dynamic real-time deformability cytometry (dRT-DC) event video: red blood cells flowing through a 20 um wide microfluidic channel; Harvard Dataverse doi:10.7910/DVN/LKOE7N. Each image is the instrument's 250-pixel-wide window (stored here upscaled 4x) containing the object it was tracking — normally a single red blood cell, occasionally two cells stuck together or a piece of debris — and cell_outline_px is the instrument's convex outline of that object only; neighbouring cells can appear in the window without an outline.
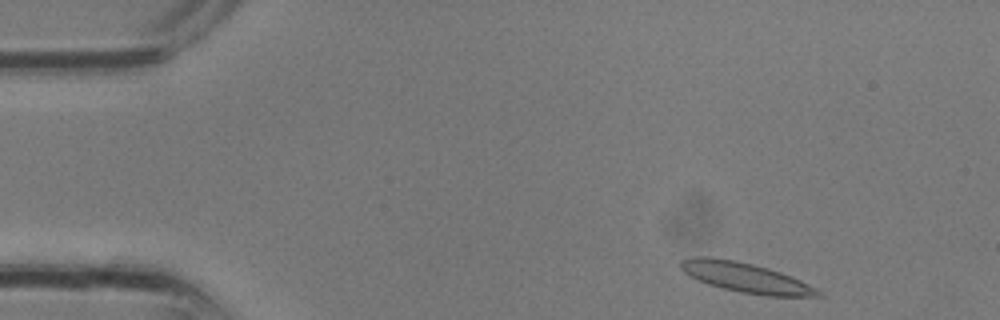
{"species": "common noctule bat (a hibernating species)", "species_latin": "Nyctalus noctula", "temperature_condition": "room temperature", "stored_images_in_passage": 16, "camera_frame_rate_fps": 3000, "um_per_image_px": 0.085, "animal": {"sex": "male", "body_mass_g": 13.3}, "frame": {"image": 1, "passage_image": 1, "time_ms": 0.0, "image_size_px": [1000, 320], "cell_outline_px": [[824, 296], [764, 296], [740, 292], [708, 284], [684, 272], [680, 268], [680, 260], [692, 256], [712, 256], [752, 264], [768, 268], [780, 272], [800, 280], [816, 288]], "centroid_in_image_um": [63.36, 23.58], "position_along_channel_um": 21.6, "area_um2": 23.64}}
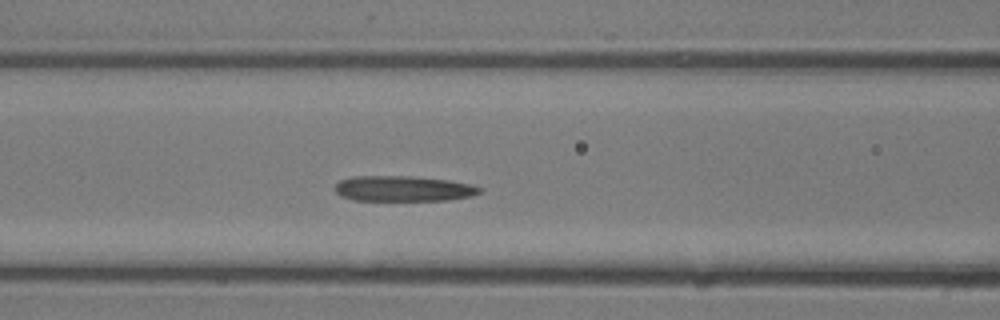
{"frame": {"image": 2, "passage_image": 10, "time_ms": 3.0, "image_size_px": [1000, 320], "cell_outline_px": [[484, 188], [480, 192], [472, 196], [448, 200], [356, 200], [344, 196], [336, 192], [336, 184], [340, 180], [352, 176], [408, 176], [448, 180], [472, 184]], "centroid_in_image_um": [34.33, 16.02], "position_along_channel_um": 132.3, "area_um2": 21.33}}
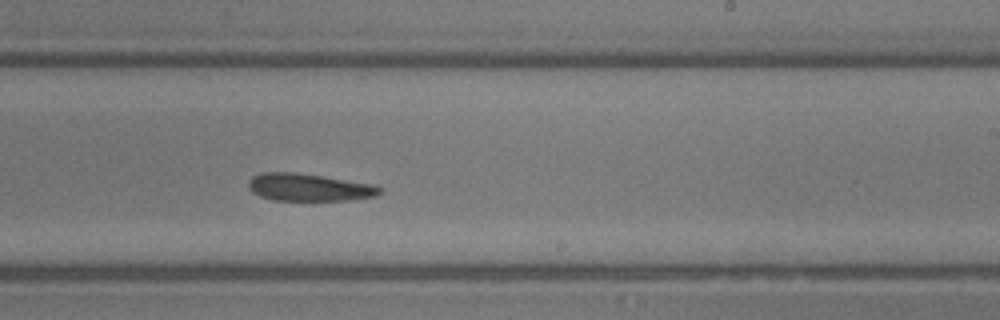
{"frame": {"image": 3, "passage_image": 16, "time_ms": 5.0, "image_size_px": [1000, 320], "cell_outline_px": [[380, 192], [376, 196], [356, 200], [272, 200], [260, 196], [252, 192], [248, 184], [248, 180], [252, 176], [260, 172], [296, 172], [376, 184], [380, 188]], "centroid_in_image_um": [26.26, 15.92], "position_along_channel_um": 262.7, "area_um2": 21.21}}